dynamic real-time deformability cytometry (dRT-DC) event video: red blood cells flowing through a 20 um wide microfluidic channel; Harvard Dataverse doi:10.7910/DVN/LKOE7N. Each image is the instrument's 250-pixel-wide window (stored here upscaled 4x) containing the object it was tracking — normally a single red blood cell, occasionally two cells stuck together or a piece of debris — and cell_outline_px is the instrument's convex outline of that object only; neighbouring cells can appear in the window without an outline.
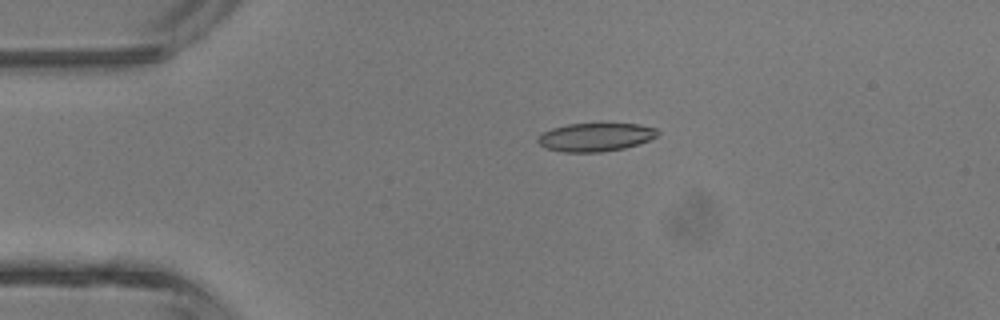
{"species": "common noctule bat (a hibernating species)", "species_latin": "Nyctalus noctula", "temperature_condition": "room temperature", "stored_images_in_passage": 4, "camera_frame_rate_fps": 3000, "um_per_image_px": 0.085, "animal": {"sex": "male", "body_mass_g": 13.3}, "frame": {"image": 1, "passage_image": 3, "time_ms": 2.333, "image_size_px": [1000, 320], "cell_outline_px": [[660, 132], [656, 136], [640, 144], [624, 148], [604, 152], [564, 152], [544, 148], [536, 140], [544, 132], [552, 128], [568, 124], [640, 124], [656, 128]], "centroid_in_image_um": [50.63, 11.66], "position_along_channel_um": 34.4, "area_um2": 19.77}}